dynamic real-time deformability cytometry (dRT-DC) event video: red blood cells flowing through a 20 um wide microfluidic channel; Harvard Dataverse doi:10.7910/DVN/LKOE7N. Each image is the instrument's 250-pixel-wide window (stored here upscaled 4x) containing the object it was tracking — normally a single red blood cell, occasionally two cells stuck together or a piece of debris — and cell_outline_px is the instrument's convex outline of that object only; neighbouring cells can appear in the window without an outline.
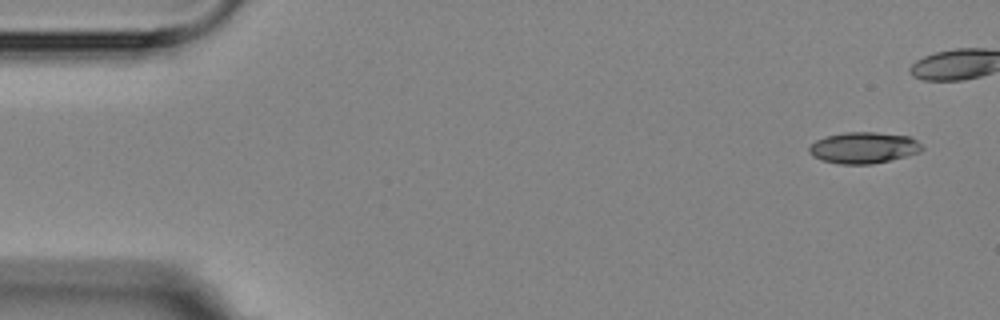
{"species": "Egyptian fruit bat (a non-hibernating species)", "species_latin": "Rousettus aegyptiacus", "temperature_condition": "room temperature", "stored_images_in_passage": 7, "camera_frame_rate_fps": 3000, "um_per_image_px": 0.085, "animal": {"sex": "female"}, "frame": {"image": 1, "passage_image": 1, "time_ms": 0.0, "image_size_px": [1000, 320], "cell_outline_px": [[924, 148], [920, 152], [908, 156], [872, 164], [840, 164], [824, 160], [812, 156], [808, 152], [808, 148], [816, 140], [828, 136], [844, 132], [876, 132], [912, 136]], "centroid_in_image_um": [73.44, 12.55], "position_along_channel_um": 11.6, "area_um2": 20.63}}
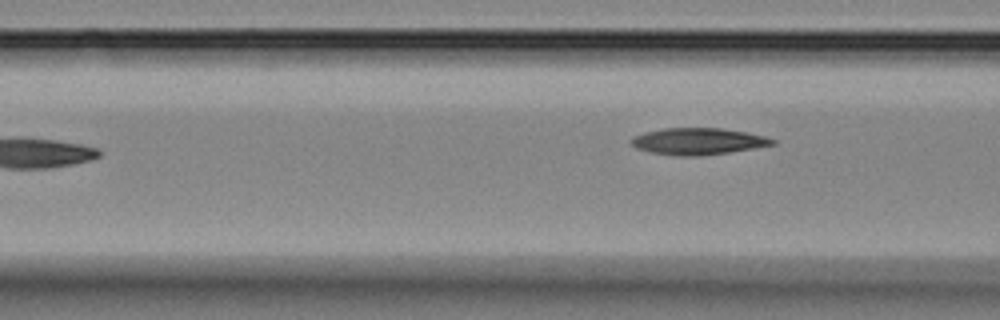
{"frame": {"image": 2, "passage_image": 7, "time_ms": 7.333, "image_size_px": [1000, 320], "cell_outline_px": [[776, 144], [728, 152], [700, 156], [676, 156], [652, 152], [636, 148], [628, 140], [632, 136], [644, 132], [664, 128], [720, 128], [748, 132], [764, 136], [776, 140]], "centroid_in_image_um": [59.3, 12.0], "position_along_channel_um": 107.3, "area_um2": 21.96}}